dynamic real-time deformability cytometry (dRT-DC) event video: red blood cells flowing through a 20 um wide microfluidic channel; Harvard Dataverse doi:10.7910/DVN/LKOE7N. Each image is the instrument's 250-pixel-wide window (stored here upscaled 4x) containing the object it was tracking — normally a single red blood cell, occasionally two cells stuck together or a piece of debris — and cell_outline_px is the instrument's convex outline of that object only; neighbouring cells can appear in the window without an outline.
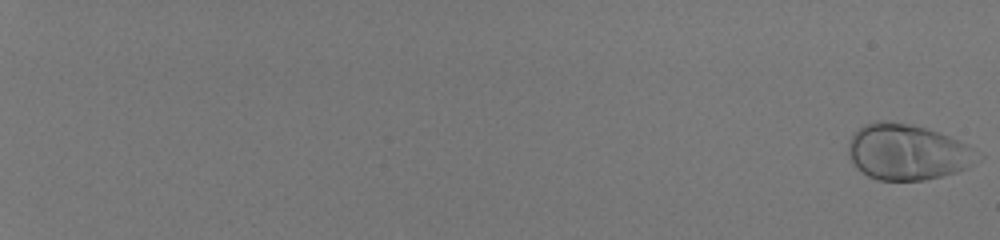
{"species": "human", "species_latin": "Homo sapiens", "temperature_condition": "room temperature", "stored_images_in_passage": 24, "camera_frame_rate_fps": 3000, "um_per_image_px": 0.085, "donor": {"sex": "male"}, "frame": {"image": 1, "passage_image": 2, "time_ms": 0.333, "image_size_px": [1000, 240], "cell_outline_px": [[968, 168], [956, 172], [924, 180], [880, 180], [868, 176], [856, 168], [848, 152], [848, 144], [852, 136], [864, 124], [876, 120], [888, 120], [912, 124], [940, 132], [968, 144]], "centroid_in_image_um": [76.98, 12.9], "position_along_channel_um": 8.0, "area_um2": 40.98}}
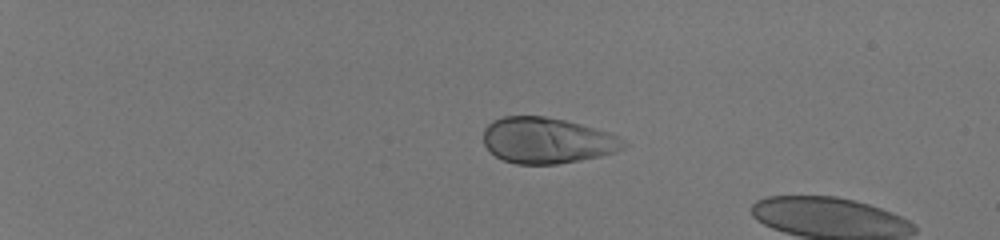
{"frame": {"image": 2, "passage_image": 18, "time_ms": 5.667, "image_size_px": [1000, 240], "cell_outline_px": [[628, 144], [624, 148], [600, 156], [556, 164], [516, 164], [504, 160], [496, 156], [484, 144], [484, 128], [492, 120], [504, 116], [544, 116], [564, 120], [580, 124], [608, 132], [624, 140]], "centroid_in_image_um": [46.48, 11.93], "position_along_channel_um": 38.5, "area_um2": 37.22}}